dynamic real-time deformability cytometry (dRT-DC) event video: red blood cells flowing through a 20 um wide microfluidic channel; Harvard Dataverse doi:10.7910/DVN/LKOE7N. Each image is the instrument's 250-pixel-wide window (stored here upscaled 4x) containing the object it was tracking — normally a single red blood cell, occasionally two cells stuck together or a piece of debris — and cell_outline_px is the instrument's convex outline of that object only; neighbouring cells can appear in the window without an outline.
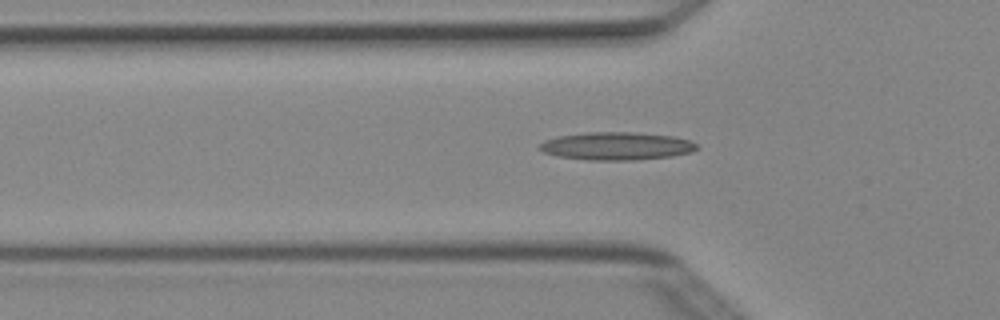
{"species": "Egyptian fruit bat (a non-hibernating species)", "species_latin": "Rousettus aegyptiacus", "temperature_condition": "cold", "stored_images_in_passage": 4, "segment_of_instrument_passage": [2, 2], "camera_frame_rate_fps": 3000, "um_per_image_px": 0.085, "animal": {"sex": "female"}, "frame": {"image": 1, "passage_image": 4, "time_ms": 1.0, "image_size_px": [1000, 320], "cell_outline_px": [[700, 148], [692, 152], [672, 156], [632, 160], [588, 160], [556, 156], [544, 152], [536, 148], [544, 140], [556, 136], [584, 132], [636, 132], [672, 136], [688, 140], [696, 144]], "centroid_in_image_um": [52.37, 12.41], "position_along_channel_um": 73.4, "area_um2": 25.78}}